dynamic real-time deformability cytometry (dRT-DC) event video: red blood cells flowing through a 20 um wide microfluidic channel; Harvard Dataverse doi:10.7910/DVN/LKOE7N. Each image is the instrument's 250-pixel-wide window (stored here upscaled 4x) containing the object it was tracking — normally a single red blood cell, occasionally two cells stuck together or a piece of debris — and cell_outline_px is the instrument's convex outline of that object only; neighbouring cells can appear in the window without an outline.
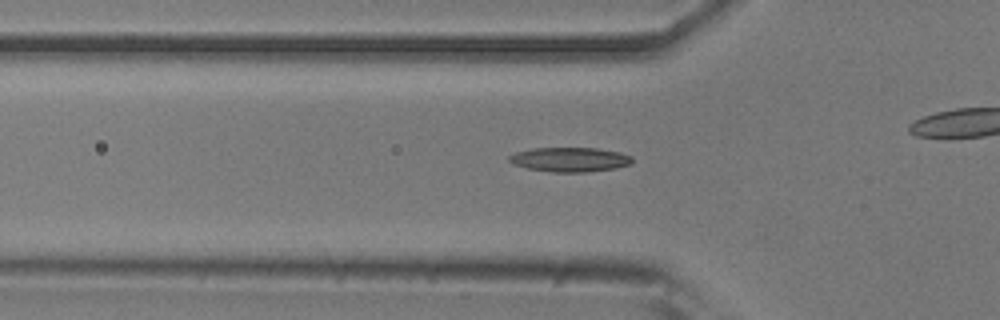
{"species": "common noctule bat (a hibernating species)", "species_latin": "Nyctalus noctula", "temperature_condition": "room temperature", "stored_images_in_passage": 38, "camera_frame_rate_fps": 3000, "um_per_image_px": 0.085, "animal": {"sex": "male", "body_mass_g": 20.5, "forearm_length_mm": 52.5}, "frame": {"image": 1, "passage_image": 9, "time_ms": 2.667, "image_size_px": [1000, 320], "cell_outline_px": [[632, 164], [616, 168], [588, 172], [552, 172], [528, 168], [512, 164], [508, 160], [508, 156], [516, 152], [532, 148], [596, 148], [620, 152], [632, 156]], "centroid_in_image_um": [48.45, 13.56], "position_along_channel_um": 77.4, "area_um2": 17.63}}
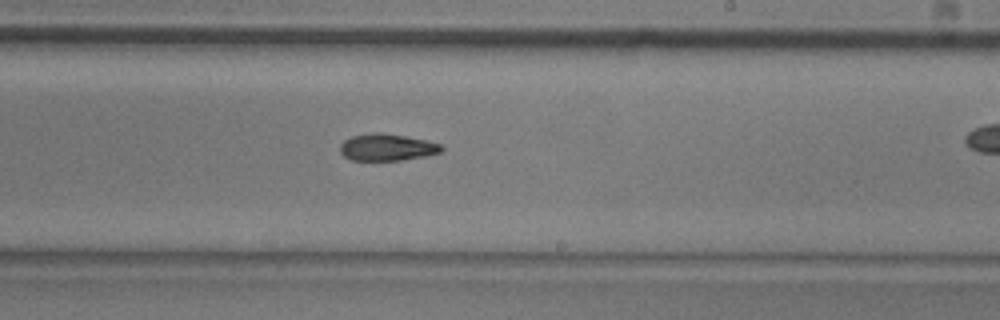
{"frame": {"image": 2, "passage_image": 23, "time_ms": 7.333, "image_size_px": [1000, 320], "cell_outline_px": [[444, 148], [440, 152], [424, 156], [400, 160], [352, 160], [344, 156], [340, 152], [340, 144], [344, 140], [352, 136], [372, 132], [380, 132], [404, 136], [424, 140], [440, 144]], "centroid_in_image_um": [32.85, 12.51], "position_along_channel_um": 256.1, "area_um2": 15.72}}
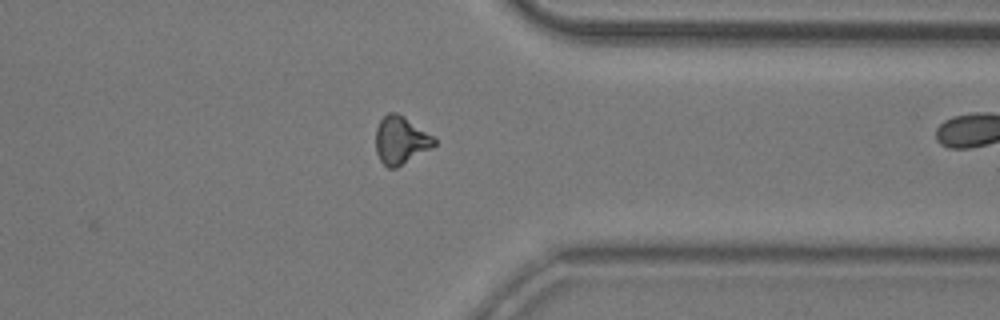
{"frame": {"image": 3, "passage_image": 33, "time_ms": 10.667, "image_size_px": [1000, 320], "cell_outline_px": [[436, 144], [396, 168], [388, 168], [380, 160], [376, 152], [376, 128], [380, 120], [388, 112], [396, 112], [404, 116], [432, 136], [436, 140]], "centroid_in_image_um": [34.02, 11.91], "position_along_channel_um": 377.4, "area_um2": 15.95}, "authors_computed_cell_mechanics": {"area_um2": 16.2129, "velocity_mm_per_s": 3.8096, "shape_relaxation_time_tau1_ms": 6.1972, "shape_relaxation_time_tau2_ms": null, "deformation_change_tau1": 0.1699, "deformation_change_tau2": null}}